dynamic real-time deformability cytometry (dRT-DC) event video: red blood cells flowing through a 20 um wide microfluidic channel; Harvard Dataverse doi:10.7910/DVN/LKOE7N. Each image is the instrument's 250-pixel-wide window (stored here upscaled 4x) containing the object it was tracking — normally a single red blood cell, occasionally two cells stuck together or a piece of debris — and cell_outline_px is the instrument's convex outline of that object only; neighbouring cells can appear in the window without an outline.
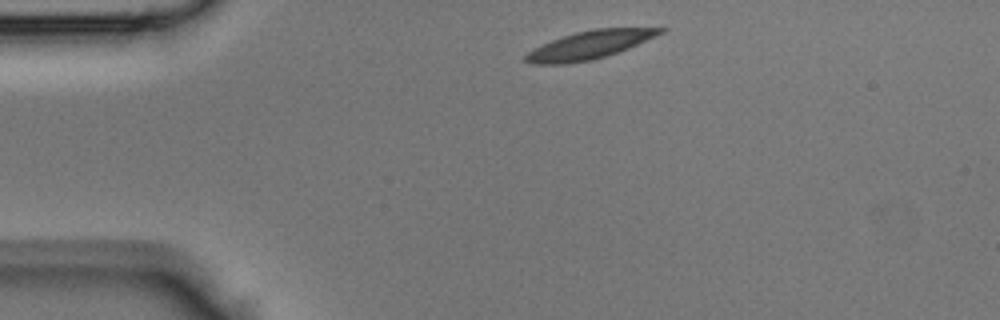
{"species": "Egyptian fruit bat (a non-hibernating species)", "species_latin": "Rousettus aegyptiacus", "temperature_condition": "room temperature", "stored_images_in_passage": 36, "camera_frame_rate_fps": 3000, "um_per_image_px": 0.085, "animal": {"sex": "male"}, "frame": {"image": 1, "passage_image": 1, "time_ms": 0.0, "image_size_px": [1000, 320], "cell_outline_px": [[668, 28], [664, 32], [656, 36], [628, 48], [592, 60], [564, 64], [532, 64], [524, 60], [524, 56], [528, 52], [552, 40], [576, 32], [592, 28]], "centroid_in_image_um": [50.11, 3.82], "position_along_channel_um": 34.9, "area_um2": 21.68}}
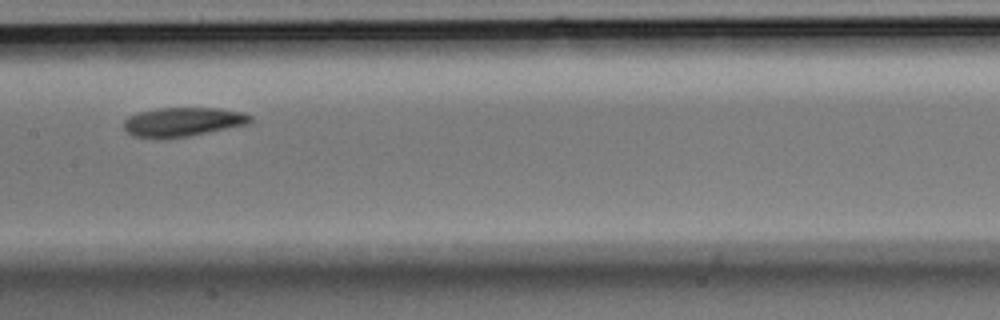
{"frame": {"image": 2, "passage_image": 14, "time_ms": 4.333, "image_size_px": [1000, 320], "cell_outline_px": [[252, 120], [248, 124], [188, 136], [160, 140], [156, 140], [132, 136], [124, 128], [124, 120], [128, 116], [140, 112], [160, 108], [220, 108], [244, 112], [252, 116]], "centroid_in_image_um": [15.51, 10.38], "position_along_channel_um": 191.9, "area_um2": 21.73}}
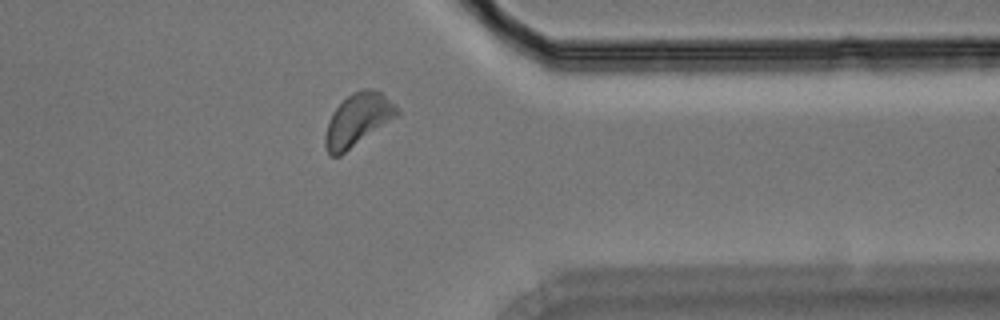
{"frame": {"image": 3, "passage_image": 27, "time_ms": 8.667, "image_size_px": [1000, 320], "cell_outline_px": [[400, 116], [340, 156], [328, 156], [324, 144], [324, 136], [332, 112], [352, 92], [360, 88], [372, 88], [380, 92], [396, 104], [400, 112]], "centroid_in_image_um": [30.44, 10.2], "position_along_channel_um": 381.0, "area_um2": 22.43}}